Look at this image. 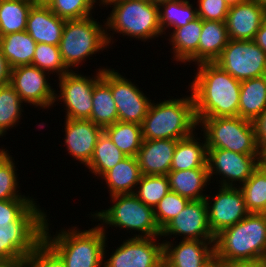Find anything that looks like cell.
<instances>
[{
  "label": "cell",
  "mask_w": 266,
  "mask_h": 267,
  "mask_svg": "<svg viewBox=\"0 0 266 267\" xmlns=\"http://www.w3.org/2000/svg\"><path fill=\"white\" fill-rule=\"evenodd\" d=\"M197 65L194 80L189 85L197 122L204 118L239 116L241 81L214 62Z\"/></svg>",
  "instance_id": "1"
},
{
  "label": "cell",
  "mask_w": 266,
  "mask_h": 267,
  "mask_svg": "<svg viewBox=\"0 0 266 267\" xmlns=\"http://www.w3.org/2000/svg\"><path fill=\"white\" fill-rule=\"evenodd\" d=\"M106 232L100 225L82 231L73 226L51 236L47 218L43 240L62 258L65 267H103L107 252Z\"/></svg>",
  "instance_id": "2"
},
{
  "label": "cell",
  "mask_w": 266,
  "mask_h": 267,
  "mask_svg": "<svg viewBox=\"0 0 266 267\" xmlns=\"http://www.w3.org/2000/svg\"><path fill=\"white\" fill-rule=\"evenodd\" d=\"M183 97L151 102L141 123L143 140H180L191 136L198 129L193 95L191 93Z\"/></svg>",
  "instance_id": "3"
},
{
  "label": "cell",
  "mask_w": 266,
  "mask_h": 267,
  "mask_svg": "<svg viewBox=\"0 0 266 267\" xmlns=\"http://www.w3.org/2000/svg\"><path fill=\"white\" fill-rule=\"evenodd\" d=\"M100 5L113 7L104 23L109 45L114 42L111 43L114 36L108 33L110 30L145 42L163 35L157 4L144 0H101Z\"/></svg>",
  "instance_id": "4"
},
{
  "label": "cell",
  "mask_w": 266,
  "mask_h": 267,
  "mask_svg": "<svg viewBox=\"0 0 266 267\" xmlns=\"http://www.w3.org/2000/svg\"><path fill=\"white\" fill-rule=\"evenodd\" d=\"M214 250L225 260L266 258V213H249L215 236Z\"/></svg>",
  "instance_id": "5"
},
{
  "label": "cell",
  "mask_w": 266,
  "mask_h": 267,
  "mask_svg": "<svg viewBox=\"0 0 266 267\" xmlns=\"http://www.w3.org/2000/svg\"><path fill=\"white\" fill-rule=\"evenodd\" d=\"M110 197L113 202L111 207L91 213L92 218L101 221L102 224L98 223L100 227L107 228L109 225L140 232L132 237L161 236V229L156 222L152 207L144 204L134 194H117Z\"/></svg>",
  "instance_id": "6"
},
{
  "label": "cell",
  "mask_w": 266,
  "mask_h": 267,
  "mask_svg": "<svg viewBox=\"0 0 266 267\" xmlns=\"http://www.w3.org/2000/svg\"><path fill=\"white\" fill-rule=\"evenodd\" d=\"M36 201L14 222L0 228V260H25L43 240L47 214Z\"/></svg>",
  "instance_id": "7"
},
{
  "label": "cell",
  "mask_w": 266,
  "mask_h": 267,
  "mask_svg": "<svg viewBox=\"0 0 266 267\" xmlns=\"http://www.w3.org/2000/svg\"><path fill=\"white\" fill-rule=\"evenodd\" d=\"M97 22L92 16L66 20L59 43V51L66 68L79 67L80 63L97 52L109 47L105 25ZM103 49V50H102ZM91 55V56H90Z\"/></svg>",
  "instance_id": "8"
},
{
  "label": "cell",
  "mask_w": 266,
  "mask_h": 267,
  "mask_svg": "<svg viewBox=\"0 0 266 267\" xmlns=\"http://www.w3.org/2000/svg\"><path fill=\"white\" fill-rule=\"evenodd\" d=\"M206 140L207 149H225L232 152L260 155L252 121L235 117L204 118L198 122Z\"/></svg>",
  "instance_id": "9"
},
{
  "label": "cell",
  "mask_w": 266,
  "mask_h": 267,
  "mask_svg": "<svg viewBox=\"0 0 266 267\" xmlns=\"http://www.w3.org/2000/svg\"><path fill=\"white\" fill-rule=\"evenodd\" d=\"M214 63L239 81L266 75V53L254 40L229 39Z\"/></svg>",
  "instance_id": "10"
},
{
  "label": "cell",
  "mask_w": 266,
  "mask_h": 267,
  "mask_svg": "<svg viewBox=\"0 0 266 267\" xmlns=\"http://www.w3.org/2000/svg\"><path fill=\"white\" fill-rule=\"evenodd\" d=\"M103 69L106 68H99L94 78L75 73L73 69L59 77L60 94L55 93V102L60 100L65 104V118L90 119L94 85L102 78Z\"/></svg>",
  "instance_id": "11"
},
{
  "label": "cell",
  "mask_w": 266,
  "mask_h": 267,
  "mask_svg": "<svg viewBox=\"0 0 266 267\" xmlns=\"http://www.w3.org/2000/svg\"><path fill=\"white\" fill-rule=\"evenodd\" d=\"M102 79L111 87L118 112V121L141 125L152 100L113 68L103 69Z\"/></svg>",
  "instance_id": "12"
},
{
  "label": "cell",
  "mask_w": 266,
  "mask_h": 267,
  "mask_svg": "<svg viewBox=\"0 0 266 267\" xmlns=\"http://www.w3.org/2000/svg\"><path fill=\"white\" fill-rule=\"evenodd\" d=\"M259 158L260 155L240 154L225 149H207V166L210 180L216 174V176L222 177L219 180L222 187H239L258 168L260 165Z\"/></svg>",
  "instance_id": "13"
},
{
  "label": "cell",
  "mask_w": 266,
  "mask_h": 267,
  "mask_svg": "<svg viewBox=\"0 0 266 267\" xmlns=\"http://www.w3.org/2000/svg\"><path fill=\"white\" fill-rule=\"evenodd\" d=\"M157 238L125 239L110 258L103 260V267H164V241L159 243Z\"/></svg>",
  "instance_id": "14"
},
{
  "label": "cell",
  "mask_w": 266,
  "mask_h": 267,
  "mask_svg": "<svg viewBox=\"0 0 266 267\" xmlns=\"http://www.w3.org/2000/svg\"><path fill=\"white\" fill-rule=\"evenodd\" d=\"M217 195H207L208 224L214 236L245 218L247 210L241 189L219 185ZM213 198L210 201V198ZM213 201V203H212Z\"/></svg>",
  "instance_id": "15"
},
{
  "label": "cell",
  "mask_w": 266,
  "mask_h": 267,
  "mask_svg": "<svg viewBox=\"0 0 266 267\" xmlns=\"http://www.w3.org/2000/svg\"><path fill=\"white\" fill-rule=\"evenodd\" d=\"M46 73L50 74L32 64L15 67L11 71L10 85L24 103L49 109L55 105L56 91L51 88Z\"/></svg>",
  "instance_id": "16"
},
{
  "label": "cell",
  "mask_w": 266,
  "mask_h": 267,
  "mask_svg": "<svg viewBox=\"0 0 266 267\" xmlns=\"http://www.w3.org/2000/svg\"><path fill=\"white\" fill-rule=\"evenodd\" d=\"M184 236L183 240H215L208 224L206 200H190L181 212L161 229L160 237Z\"/></svg>",
  "instance_id": "17"
},
{
  "label": "cell",
  "mask_w": 266,
  "mask_h": 267,
  "mask_svg": "<svg viewBox=\"0 0 266 267\" xmlns=\"http://www.w3.org/2000/svg\"><path fill=\"white\" fill-rule=\"evenodd\" d=\"M266 20V8L253 0L229 6L226 27L232 40H254L261 24Z\"/></svg>",
  "instance_id": "18"
},
{
  "label": "cell",
  "mask_w": 266,
  "mask_h": 267,
  "mask_svg": "<svg viewBox=\"0 0 266 267\" xmlns=\"http://www.w3.org/2000/svg\"><path fill=\"white\" fill-rule=\"evenodd\" d=\"M65 119L64 145L72 157L87 166L103 128L90 120Z\"/></svg>",
  "instance_id": "19"
},
{
  "label": "cell",
  "mask_w": 266,
  "mask_h": 267,
  "mask_svg": "<svg viewBox=\"0 0 266 267\" xmlns=\"http://www.w3.org/2000/svg\"><path fill=\"white\" fill-rule=\"evenodd\" d=\"M178 140H143L136 156L141 175H167Z\"/></svg>",
  "instance_id": "20"
},
{
  "label": "cell",
  "mask_w": 266,
  "mask_h": 267,
  "mask_svg": "<svg viewBox=\"0 0 266 267\" xmlns=\"http://www.w3.org/2000/svg\"><path fill=\"white\" fill-rule=\"evenodd\" d=\"M215 240L164 242V267H200L214 251ZM174 245V246H173Z\"/></svg>",
  "instance_id": "21"
},
{
  "label": "cell",
  "mask_w": 266,
  "mask_h": 267,
  "mask_svg": "<svg viewBox=\"0 0 266 267\" xmlns=\"http://www.w3.org/2000/svg\"><path fill=\"white\" fill-rule=\"evenodd\" d=\"M66 20L53 13L48 6H32L26 31L38 43L59 46Z\"/></svg>",
  "instance_id": "22"
},
{
  "label": "cell",
  "mask_w": 266,
  "mask_h": 267,
  "mask_svg": "<svg viewBox=\"0 0 266 267\" xmlns=\"http://www.w3.org/2000/svg\"><path fill=\"white\" fill-rule=\"evenodd\" d=\"M202 31V19L197 17L182 27L175 28L171 32L170 44H172L173 59L178 62H195L197 64V50Z\"/></svg>",
  "instance_id": "23"
},
{
  "label": "cell",
  "mask_w": 266,
  "mask_h": 267,
  "mask_svg": "<svg viewBox=\"0 0 266 267\" xmlns=\"http://www.w3.org/2000/svg\"><path fill=\"white\" fill-rule=\"evenodd\" d=\"M226 22L202 20V31L197 50V64L214 62L228 44Z\"/></svg>",
  "instance_id": "24"
},
{
  "label": "cell",
  "mask_w": 266,
  "mask_h": 267,
  "mask_svg": "<svg viewBox=\"0 0 266 267\" xmlns=\"http://www.w3.org/2000/svg\"><path fill=\"white\" fill-rule=\"evenodd\" d=\"M140 177L141 172L137 158L126 156L101 178L105 180L110 196H113L117 194H134Z\"/></svg>",
  "instance_id": "25"
},
{
  "label": "cell",
  "mask_w": 266,
  "mask_h": 267,
  "mask_svg": "<svg viewBox=\"0 0 266 267\" xmlns=\"http://www.w3.org/2000/svg\"><path fill=\"white\" fill-rule=\"evenodd\" d=\"M170 191L175 192L189 200H204L205 188L210 181L208 169L170 170L166 175Z\"/></svg>",
  "instance_id": "26"
},
{
  "label": "cell",
  "mask_w": 266,
  "mask_h": 267,
  "mask_svg": "<svg viewBox=\"0 0 266 267\" xmlns=\"http://www.w3.org/2000/svg\"><path fill=\"white\" fill-rule=\"evenodd\" d=\"M194 134L177 141L171 170L208 169L206 140L201 143Z\"/></svg>",
  "instance_id": "27"
},
{
  "label": "cell",
  "mask_w": 266,
  "mask_h": 267,
  "mask_svg": "<svg viewBox=\"0 0 266 267\" xmlns=\"http://www.w3.org/2000/svg\"><path fill=\"white\" fill-rule=\"evenodd\" d=\"M266 109V75L241 81L239 117L253 121Z\"/></svg>",
  "instance_id": "28"
},
{
  "label": "cell",
  "mask_w": 266,
  "mask_h": 267,
  "mask_svg": "<svg viewBox=\"0 0 266 267\" xmlns=\"http://www.w3.org/2000/svg\"><path fill=\"white\" fill-rule=\"evenodd\" d=\"M37 43L27 31L0 37V47L11 68L31 65Z\"/></svg>",
  "instance_id": "29"
},
{
  "label": "cell",
  "mask_w": 266,
  "mask_h": 267,
  "mask_svg": "<svg viewBox=\"0 0 266 267\" xmlns=\"http://www.w3.org/2000/svg\"><path fill=\"white\" fill-rule=\"evenodd\" d=\"M103 131L125 156H137L143 141L141 125L117 121Z\"/></svg>",
  "instance_id": "30"
},
{
  "label": "cell",
  "mask_w": 266,
  "mask_h": 267,
  "mask_svg": "<svg viewBox=\"0 0 266 267\" xmlns=\"http://www.w3.org/2000/svg\"><path fill=\"white\" fill-rule=\"evenodd\" d=\"M92 101L93 109L90 121L102 128L118 121V112L111 87L102 78L94 85Z\"/></svg>",
  "instance_id": "31"
},
{
  "label": "cell",
  "mask_w": 266,
  "mask_h": 267,
  "mask_svg": "<svg viewBox=\"0 0 266 267\" xmlns=\"http://www.w3.org/2000/svg\"><path fill=\"white\" fill-rule=\"evenodd\" d=\"M32 6L29 0H0V37L26 31Z\"/></svg>",
  "instance_id": "32"
},
{
  "label": "cell",
  "mask_w": 266,
  "mask_h": 267,
  "mask_svg": "<svg viewBox=\"0 0 266 267\" xmlns=\"http://www.w3.org/2000/svg\"><path fill=\"white\" fill-rule=\"evenodd\" d=\"M126 156L111 141L108 135L102 131L99 135L93 155L86 166L91 173L102 177L108 170L116 166Z\"/></svg>",
  "instance_id": "33"
},
{
  "label": "cell",
  "mask_w": 266,
  "mask_h": 267,
  "mask_svg": "<svg viewBox=\"0 0 266 267\" xmlns=\"http://www.w3.org/2000/svg\"><path fill=\"white\" fill-rule=\"evenodd\" d=\"M158 7L159 22L163 34H166V28H173L174 30L175 28L185 26L198 17L197 8L193 7L189 0L163 2Z\"/></svg>",
  "instance_id": "34"
},
{
  "label": "cell",
  "mask_w": 266,
  "mask_h": 267,
  "mask_svg": "<svg viewBox=\"0 0 266 267\" xmlns=\"http://www.w3.org/2000/svg\"><path fill=\"white\" fill-rule=\"evenodd\" d=\"M245 205L250 213H266V170L260 165L241 186Z\"/></svg>",
  "instance_id": "35"
},
{
  "label": "cell",
  "mask_w": 266,
  "mask_h": 267,
  "mask_svg": "<svg viewBox=\"0 0 266 267\" xmlns=\"http://www.w3.org/2000/svg\"><path fill=\"white\" fill-rule=\"evenodd\" d=\"M19 94L10 85L0 86V137L18 125L24 107Z\"/></svg>",
  "instance_id": "36"
},
{
  "label": "cell",
  "mask_w": 266,
  "mask_h": 267,
  "mask_svg": "<svg viewBox=\"0 0 266 267\" xmlns=\"http://www.w3.org/2000/svg\"><path fill=\"white\" fill-rule=\"evenodd\" d=\"M169 191V181L166 175H141L134 195L154 209Z\"/></svg>",
  "instance_id": "37"
},
{
  "label": "cell",
  "mask_w": 266,
  "mask_h": 267,
  "mask_svg": "<svg viewBox=\"0 0 266 267\" xmlns=\"http://www.w3.org/2000/svg\"><path fill=\"white\" fill-rule=\"evenodd\" d=\"M32 65L38 67L40 70L48 71L50 74L56 72L58 78L70 71L62 61L59 46L45 43H38L36 45Z\"/></svg>",
  "instance_id": "38"
},
{
  "label": "cell",
  "mask_w": 266,
  "mask_h": 267,
  "mask_svg": "<svg viewBox=\"0 0 266 267\" xmlns=\"http://www.w3.org/2000/svg\"><path fill=\"white\" fill-rule=\"evenodd\" d=\"M101 0H53L48 6L64 20H78L92 16L95 3Z\"/></svg>",
  "instance_id": "39"
},
{
  "label": "cell",
  "mask_w": 266,
  "mask_h": 267,
  "mask_svg": "<svg viewBox=\"0 0 266 267\" xmlns=\"http://www.w3.org/2000/svg\"><path fill=\"white\" fill-rule=\"evenodd\" d=\"M189 201L188 198L169 191L154 208L155 219L159 228L162 229L177 216Z\"/></svg>",
  "instance_id": "40"
},
{
  "label": "cell",
  "mask_w": 266,
  "mask_h": 267,
  "mask_svg": "<svg viewBox=\"0 0 266 267\" xmlns=\"http://www.w3.org/2000/svg\"><path fill=\"white\" fill-rule=\"evenodd\" d=\"M25 267H65L62 258L42 240L24 260Z\"/></svg>",
  "instance_id": "41"
},
{
  "label": "cell",
  "mask_w": 266,
  "mask_h": 267,
  "mask_svg": "<svg viewBox=\"0 0 266 267\" xmlns=\"http://www.w3.org/2000/svg\"><path fill=\"white\" fill-rule=\"evenodd\" d=\"M15 163L11 159L0 170V200L31 198L18 191V177Z\"/></svg>",
  "instance_id": "42"
},
{
  "label": "cell",
  "mask_w": 266,
  "mask_h": 267,
  "mask_svg": "<svg viewBox=\"0 0 266 267\" xmlns=\"http://www.w3.org/2000/svg\"><path fill=\"white\" fill-rule=\"evenodd\" d=\"M34 202L33 198L0 200V228L16 221Z\"/></svg>",
  "instance_id": "43"
},
{
  "label": "cell",
  "mask_w": 266,
  "mask_h": 267,
  "mask_svg": "<svg viewBox=\"0 0 266 267\" xmlns=\"http://www.w3.org/2000/svg\"><path fill=\"white\" fill-rule=\"evenodd\" d=\"M197 16L202 20L226 21L229 5L224 0H198Z\"/></svg>",
  "instance_id": "44"
},
{
  "label": "cell",
  "mask_w": 266,
  "mask_h": 267,
  "mask_svg": "<svg viewBox=\"0 0 266 267\" xmlns=\"http://www.w3.org/2000/svg\"><path fill=\"white\" fill-rule=\"evenodd\" d=\"M256 143L259 148L266 145V109L253 121Z\"/></svg>",
  "instance_id": "45"
},
{
  "label": "cell",
  "mask_w": 266,
  "mask_h": 267,
  "mask_svg": "<svg viewBox=\"0 0 266 267\" xmlns=\"http://www.w3.org/2000/svg\"><path fill=\"white\" fill-rule=\"evenodd\" d=\"M12 68L0 47V86L10 84Z\"/></svg>",
  "instance_id": "46"
},
{
  "label": "cell",
  "mask_w": 266,
  "mask_h": 267,
  "mask_svg": "<svg viewBox=\"0 0 266 267\" xmlns=\"http://www.w3.org/2000/svg\"><path fill=\"white\" fill-rule=\"evenodd\" d=\"M225 267H266V258L255 260H225Z\"/></svg>",
  "instance_id": "47"
},
{
  "label": "cell",
  "mask_w": 266,
  "mask_h": 267,
  "mask_svg": "<svg viewBox=\"0 0 266 267\" xmlns=\"http://www.w3.org/2000/svg\"><path fill=\"white\" fill-rule=\"evenodd\" d=\"M200 267H225V259L214 250Z\"/></svg>",
  "instance_id": "48"
},
{
  "label": "cell",
  "mask_w": 266,
  "mask_h": 267,
  "mask_svg": "<svg viewBox=\"0 0 266 267\" xmlns=\"http://www.w3.org/2000/svg\"><path fill=\"white\" fill-rule=\"evenodd\" d=\"M254 42L266 53V20L257 31Z\"/></svg>",
  "instance_id": "49"
},
{
  "label": "cell",
  "mask_w": 266,
  "mask_h": 267,
  "mask_svg": "<svg viewBox=\"0 0 266 267\" xmlns=\"http://www.w3.org/2000/svg\"><path fill=\"white\" fill-rule=\"evenodd\" d=\"M0 267H25L24 260H0Z\"/></svg>",
  "instance_id": "50"
},
{
  "label": "cell",
  "mask_w": 266,
  "mask_h": 267,
  "mask_svg": "<svg viewBox=\"0 0 266 267\" xmlns=\"http://www.w3.org/2000/svg\"><path fill=\"white\" fill-rule=\"evenodd\" d=\"M7 151V149H0V170L13 158Z\"/></svg>",
  "instance_id": "51"
},
{
  "label": "cell",
  "mask_w": 266,
  "mask_h": 267,
  "mask_svg": "<svg viewBox=\"0 0 266 267\" xmlns=\"http://www.w3.org/2000/svg\"><path fill=\"white\" fill-rule=\"evenodd\" d=\"M260 166L266 170V145L260 148Z\"/></svg>",
  "instance_id": "52"
},
{
  "label": "cell",
  "mask_w": 266,
  "mask_h": 267,
  "mask_svg": "<svg viewBox=\"0 0 266 267\" xmlns=\"http://www.w3.org/2000/svg\"><path fill=\"white\" fill-rule=\"evenodd\" d=\"M33 6H49L53 0H29Z\"/></svg>",
  "instance_id": "53"
},
{
  "label": "cell",
  "mask_w": 266,
  "mask_h": 267,
  "mask_svg": "<svg viewBox=\"0 0 266 267\" xmlns=\"http://www.w3.org/2000/svg\"><path fill=\"white\" fill-rule=\"evenodd\" d=\"M229 6L236 5L238 3H241L245 0H224Z\"/></svg>",
  "instance_id": "54"
},
{
  "label": "cell",
  "mask_w": 266,
  "mask_h": 267,
  "mask_svg": "<svg viewBox=\"0 0 266 267\" xmlns=\"http://www.w3.org/2000/svg\"><path fill=\"white\" fill-rule=\"evenodd\" d=\"M169 1H175V0H151L152 3L159 5L163 2H169Z\"/></svg>",
  "instance_id": "55"
},
{
  "label": "cell",
  "mask_w": 266,
  "mask_h": 267,
  "mask_svg": "<svg viewBox=\"0 0 266 267\" xmlns=\"http://www.w3.org/2000/svg\"><path fill=\"white\" fill-rule=\"evenodd\" d=\"M256 3H258L260 6L265 7L266 8V0H253Z\"/></svg>",
  "instance_id": "56"
}]
</instances>
